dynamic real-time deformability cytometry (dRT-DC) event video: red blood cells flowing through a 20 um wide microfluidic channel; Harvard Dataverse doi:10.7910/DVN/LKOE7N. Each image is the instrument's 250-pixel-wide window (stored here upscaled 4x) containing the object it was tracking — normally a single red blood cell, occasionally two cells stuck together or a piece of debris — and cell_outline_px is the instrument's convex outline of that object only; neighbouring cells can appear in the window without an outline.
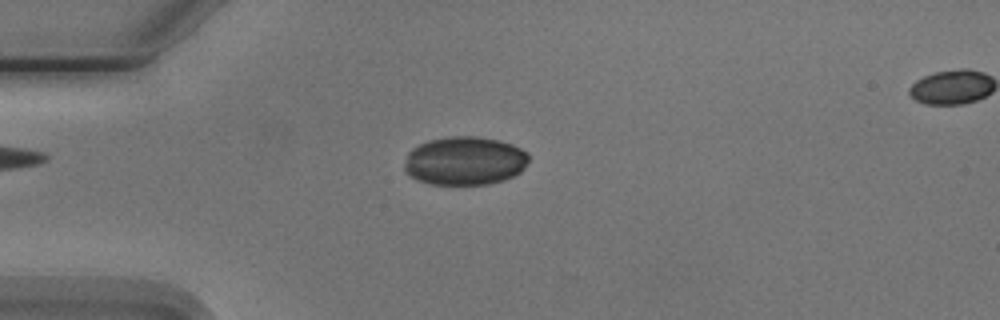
{"species": "Egyptian fruit bat (a non-hibernating species)", "species_latin": "Rousettus aegyptiacus", "temperature_condition": "cold", "stored_images_in_passage": 5, "camera_frame_rate_fps": 3000, "um_per_image_px": 0.085, "animal": {"sex": "male"}, "frame": {"image": 1, "passage_image": 4, "time_ms": 3.333, "image_size_px": [1000, 320], "cell_outline_px": [[528, 160], [524, 168], [520, 172], [504, 180], [488, 184], [432, 184], [420, 180], [412, 176], [404, 168], [404, 164], [408, 152], [412, 148], [428, 140], [448, 136], [476, 136], [500, 140], [512, 144], [528, 152]], "centroid_in_image_um": [39.52, 13.65], "position_along_channel_um": 45.5, "area_um2": 35.14}}